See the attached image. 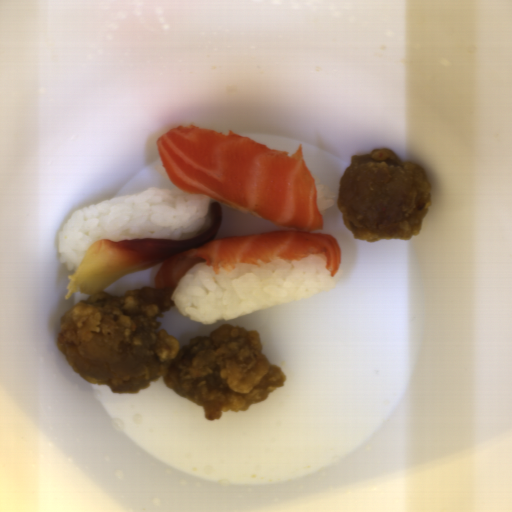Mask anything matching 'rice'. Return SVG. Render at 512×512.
Listing matches in <instances>:
<instances>
[{"label": "rice", "mask_w": 512, "mask_h": 512, "mask_svg": "<svg viewBox=\"0 0 512 512\" xmlns=\"http://www.w3.org/2000/svg\"><path fill=\"white\" fill-rule=\"evenodd\" d=\"M155 168L159 172V174L161 175L162 178L170 180V178H169V176H168V174L166 172V169H165V167H164L160 157L158 159H156V161H155Z\"/></svg>", "instance_id": "obj_4"}, {"label": "rice", "mask_w": 512, "mask_h": 512, "mask_svg": "<svg viewBox=\"0 0 512 512\" xmlns=\"http://www.w3.org/2000/svg\"><path fill=\"white\" fill-rule=\"evenodd\" d=\"M213 199L178 186L152 188L87 206L69 218L58 243L73 274L99 239H188L210 228Z\"/></svg>", "instance_id": "obj_2"}, {"label": "rice", "mask_w": 512, "mask_h": 512, "mask_svg": "<svg viewBox=\"0 0 512 512\" xmlns=\"http://www.w3.org/2000/svg\"><path fill=\"white\" fill-rule=\"evenodd\" d=\"M312 177L315 181L316 207L321 214L335 204V194L318 177Z\"/></svg>", "instance_id": "obj_3"}, {"label": "rice", "mask_w": 512, "mask_h": 512, "mask_svg": "<svg viewBox=\"0 0 512 512\" xmlns=\"http://www.w3.org/2000/svg\"><path fill=\"white\" fill-rule=\"evenodd\" d=\"M339 280L327 258L314 255L287 263L276 259L260 266L240 264L224 274L197 263L176 285L171 300L196 323L232 320L325 292Z\"/></svg>", "instance_id": "obj_1"}]
</instances>
